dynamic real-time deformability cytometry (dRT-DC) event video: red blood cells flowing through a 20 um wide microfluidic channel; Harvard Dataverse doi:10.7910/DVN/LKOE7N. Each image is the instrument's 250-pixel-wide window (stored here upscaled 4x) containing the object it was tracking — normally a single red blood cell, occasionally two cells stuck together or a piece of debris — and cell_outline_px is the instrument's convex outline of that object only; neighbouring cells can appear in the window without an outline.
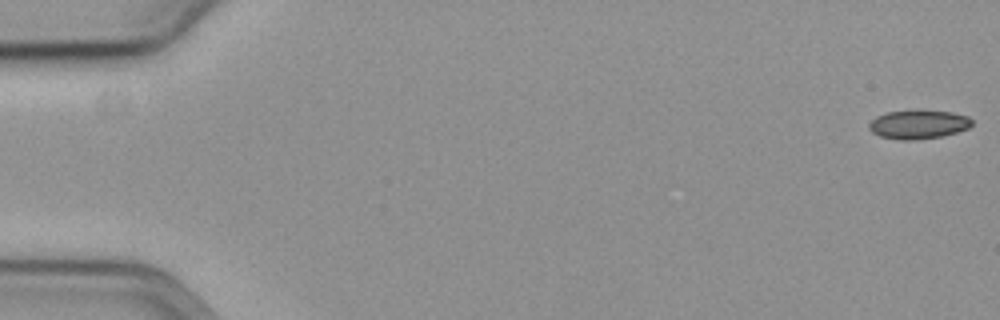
{"species": "common noctule bat (a hibernating species)", "species_latin": "Nyctalus noctula", "temperature_condition": "cold", "stored_images_in_passage": 20, "camera_frame_rate_fps": 3000, "um_per_image_px": 0.085, "animal": {"sex": "female", "body_mass_g": 19.3, "forearm_length_mm": 54.1}, "frame": {"image": 1, "passage_image": 1, "time_ms": 0.0, "image_size_px": [1000, 320], "cell_outline_px": [[972, 124], [968, 128], [944, 136], [912, 140], [900, 140], [880, 136], [872, 132], [868, 128], [868, 124], [876, 116], [888, 112], [952, 112], [968, 116], [972, 120]], "centroid_in_image_um": [78.05, 10.61], "position_along_channel_um": 6.9, "area_um2": 16.82}}
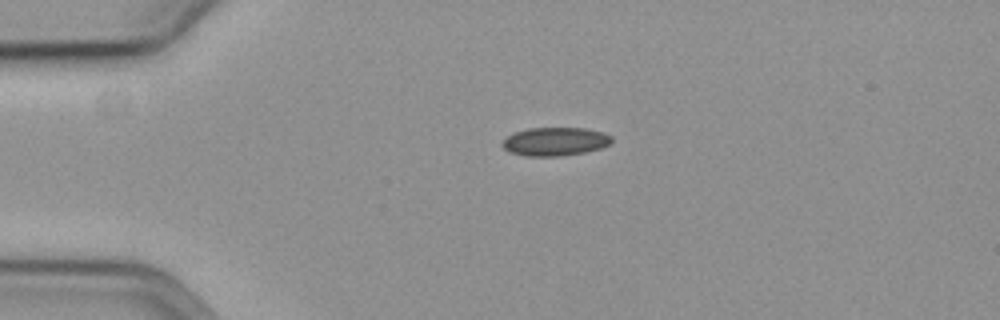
{"frame": {"image": 2, "passage_image": 14, "time_ms": 4.333, "image_size_px": [1000, 320], "cell_outline_px": [[612, 140], [608, 144], [600, 148], [584, 152], [560, 156], [524, 156], [508, 152], [500, 144], [512, 132], [528, 128], [584, 128], [600, 132], [612, 136]], "centroid_in_image_um": [47.12, 12.03], "position_along_channel_um": 37.9, "area_um2": 18.09}}